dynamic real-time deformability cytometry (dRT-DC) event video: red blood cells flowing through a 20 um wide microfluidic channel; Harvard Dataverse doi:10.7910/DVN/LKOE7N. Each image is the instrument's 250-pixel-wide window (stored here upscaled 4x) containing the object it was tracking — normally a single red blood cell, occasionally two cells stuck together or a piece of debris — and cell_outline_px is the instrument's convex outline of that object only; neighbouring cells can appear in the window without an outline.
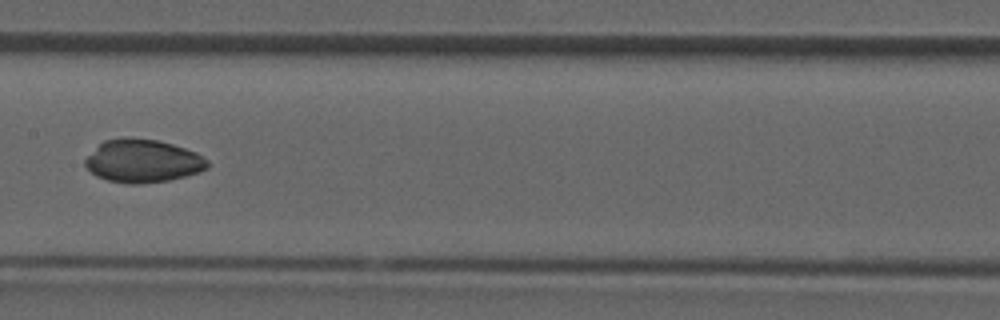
{"species": "common noctule bat (a hibernating species)", "species_latin": "Nyctalus noctula", "temperature_condition": "room temperature", "stored_images_in_passage": 33, "camera_frame_rate_fps": 3000, "um_per_image_px": 0.085, "animal": {"sex": "male", "forearm_length_mm": 52.5}, "frame": {"image": 1, "passage_image": 15, "time_ms": 4.667, "image_size_px": [1000, 320], "cell_outline_px": [[208, 168], [200, 172], [168, 180], [136, 184], [128, 184], [108, 180], [96, 176], [84, 164], [84, 160], [104, 140], [156, 140], [172, 144], [196, 152], [208, 160]], "centroid_in_image_um": [12.17, 13.72], "position_along_channel_um": 195.2, "area_um2": 29.82}}